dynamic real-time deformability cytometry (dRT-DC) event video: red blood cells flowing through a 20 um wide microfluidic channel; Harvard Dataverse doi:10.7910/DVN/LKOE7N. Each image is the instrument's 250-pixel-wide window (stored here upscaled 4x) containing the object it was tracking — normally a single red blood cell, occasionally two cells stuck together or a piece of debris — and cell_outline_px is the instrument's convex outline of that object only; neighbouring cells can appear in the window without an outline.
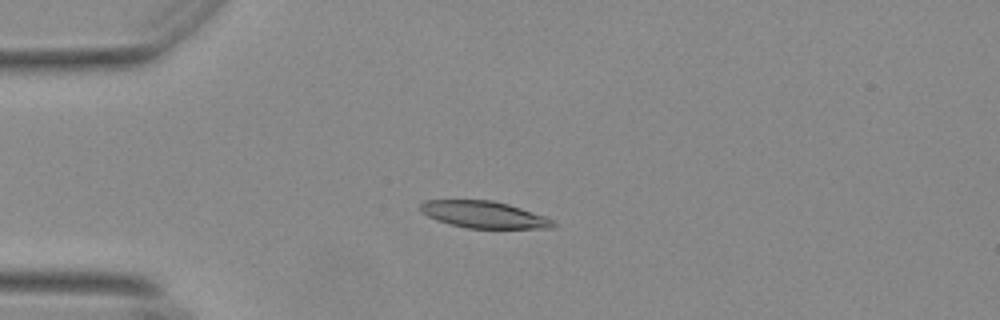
{"species": "Egyptian fruit bat (a non-hibernating species)", "species_latin": "Rousettus aegyptiacus", "temperature_condition": "warm", "stored_images_in_passage": 55, "camera_frame_rate_fps": 3000, "um_per_image_px": 0.085, "animal": {"sex": "female"}, "frame": {"image": 1, "passage_image": 14, "time_ms": 4.333, "image_size_px": [1000, 320], "cell_outline_px": [[556, 224], [552, 228], [468, 228], [436, 220], [420, 212], [420, 204], [424, 200], [492, 200], [508, 204], [544, 216], [552, 220]], "centroid_in_image_um": [41.09, 18.23], "position_along_channel_um": 43.9, "area_um2": 20.58}}
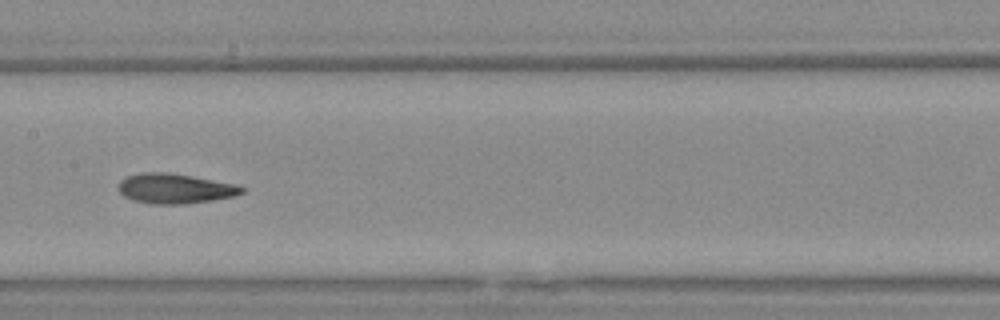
{"frame": {"image": 2, "passage_image": 28, "time_ms": 9.0, "image_size_px": [1000, 320], "cell_outline_px": [[244, 192], [236, 196], [212, 200], [184, 204], [152, 204], [132, 200], [124, 196], [120, 192], [120, 180], [128, 176], [140, 172], [164, 172], [192, 176], [236, 184], [244, 188]], "centroid_in_image_um": [14.89, 16.03], "position_along_channel_um": 192.5, "area_um2": 21.44}}
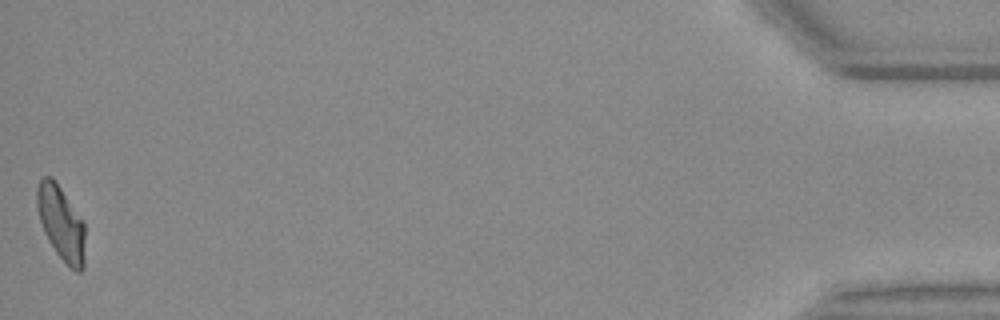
{"frame": {"image": 3, "passage_image": 55, "time_ms": 18.0, "image_size_px": [1000, 320], "cell_outline_px": [[84, 268], [80, 272], [76, 272], [56, 252], [48, 240], [44, 232], [36, 208], [36, 188], [40, 180], [44, 176], [52, 176], [84, 220]], "centroid_in_image_um": [5.19, 18.93], "position_along_channel_um": 430.0, "area_um2": 20.87}, "authors_computed_cell_mechanics": {"area_um2": 21.1548, "velocity_mm_per_s": 3.6958, "shape_relaxation_time_tau1_ms": null, "shape_relaxation_time_tau2_ms": 2.9651, "deformation_change_tau1": null, "deformation_change_tau2": 0.103}}